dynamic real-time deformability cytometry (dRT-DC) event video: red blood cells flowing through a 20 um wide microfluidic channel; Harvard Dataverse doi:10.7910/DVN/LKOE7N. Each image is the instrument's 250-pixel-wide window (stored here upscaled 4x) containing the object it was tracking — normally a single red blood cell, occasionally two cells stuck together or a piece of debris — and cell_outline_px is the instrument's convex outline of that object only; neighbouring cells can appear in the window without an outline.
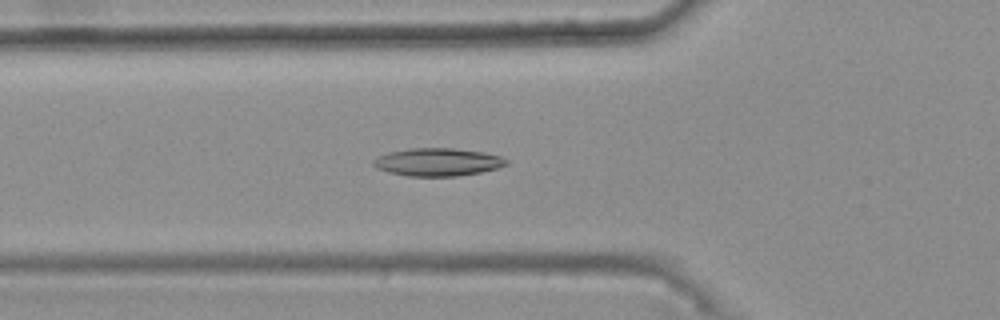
{"species": "common noctule bat (a hibernating species)", "species_latin": "Nyctalus noctula", "temperature_condition": "warm", "stored_images_in_passage": 40, "camera_frame_rate_fps": 3000, "um_per_image_px": 0.085, "animal": {"sex": "female", "body_mass_g": 25.1}, "frame": {"image": 1, "passage_image": 13, "time_ms": 4.0, "image_size_px": [1000, 320], "cell_outline_px": [[508, 164], [496, 168], [480, 172], [456, 176], [408, 176], [388, 172], [376, 168], [372, 164], [372, 160], [388, 152], [408, 148], [452, 148], [484, 152], [500, 156], [508, 160]], "centroid_in_image_um": [37.18, 13.77], "position_along_channel_um": 88.6, "area_um2": 21.56}}
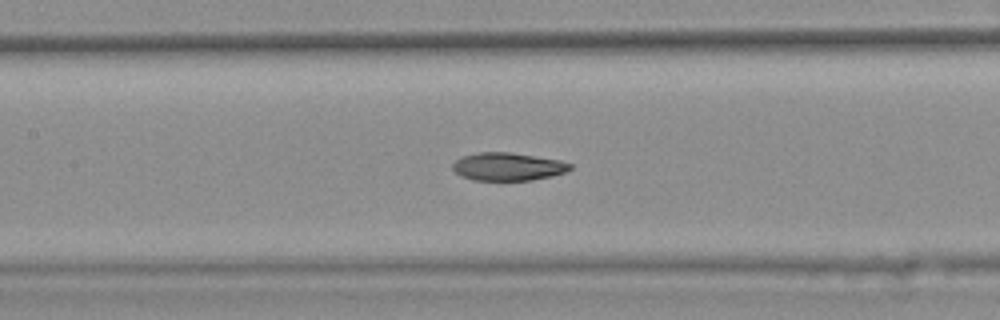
{"frame": {"image": 2, "passage_image": 19, "time_ms": 6.0, "image_size_px": [1000, 320], "cell_outline_px": [[572, 168], [568, 172], [552, 176], [532, 180], [472, 180], [460, 176], [452, 168], [452, 164], [460, 156], [476, 152], [508, 152], [560, 160], [572, 164]], "centroid_in_image_um": [43.16, 14.16], "position_along_channel_um": 164.2, "area_um2": 19.31}}
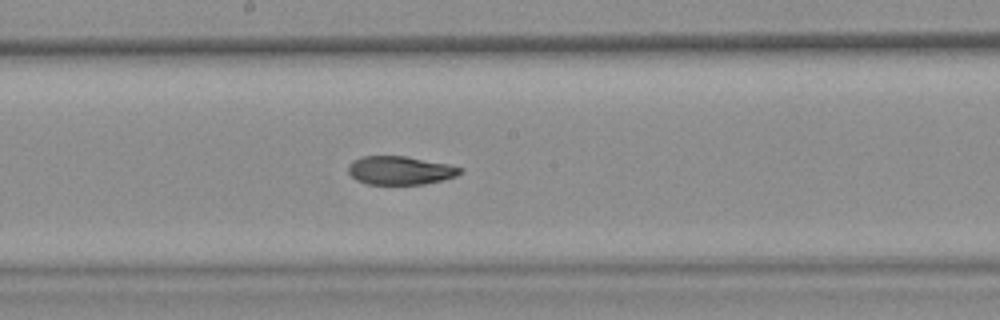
{"frame": {"image": 3, "passage_image": 23, "time_ms": 7.333, "image_size_px": [1000, 320], "cell_outline_px": [[464, 172], [456, 176], [424, 184], [364, 184], [356, 180], [348, 172], [348, 164], [352, 160], [360, 156], [404, 156], [448, 164], [464, 168]], "centroid_in_image_um": [33.99, 14.48], "position_along_channel_um": 214.2, "area_um2": 18.67}, "authors_computed_cell_mechanics": {"area_um2": 19.8832, "velocity_mm_per_s": 3.7601, "shape_relaxation_time_tau1_ms": 10.7967, "shape_relaxation_time_tau2_ms": 2.7214, "deformation_change_tau1": 0.2366, "deformation_change_tau2": 0.0837}}